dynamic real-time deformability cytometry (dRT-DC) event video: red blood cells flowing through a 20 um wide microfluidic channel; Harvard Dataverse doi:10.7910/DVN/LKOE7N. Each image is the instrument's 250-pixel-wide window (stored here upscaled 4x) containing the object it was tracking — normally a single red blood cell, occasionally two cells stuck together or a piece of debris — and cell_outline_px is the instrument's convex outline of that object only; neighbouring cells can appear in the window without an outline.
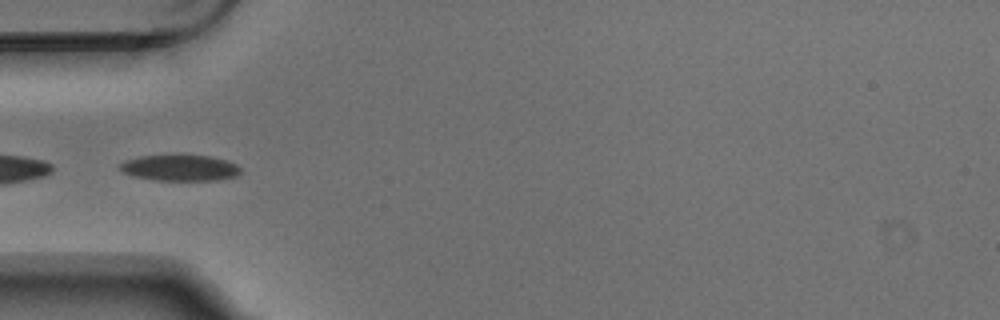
{"species": "Egyptian fruit bat (a non-hibernating species)", "species_latin": "Rousettus aegyptiacus", "temperature_condition": "warm", "stored_images_in_passage": 7, "segment_of_instrument_passage": [2, 2], "camera_frame_rate_fps": 3000, "um_per_image_px": 0.085, "animal": {"sex": "male"}, "frame": {"image": 1, "passage_image": 5, "time_ms": 1.333, "image_size_px": [1000, 320], "cell_outline_px": [[240, 172], [236, 176], [220, 180], [152, 180], [132, 176], [116, 168], [124, 160], [140, 156], [176, 152], [184, 152], [212, 156], [228, 160], [236, 164], [240, 168]], "centroid_in_image_um": [15.27, 14.21], "position_along_channel_um": 69.7, "area_um2": 19.48}}
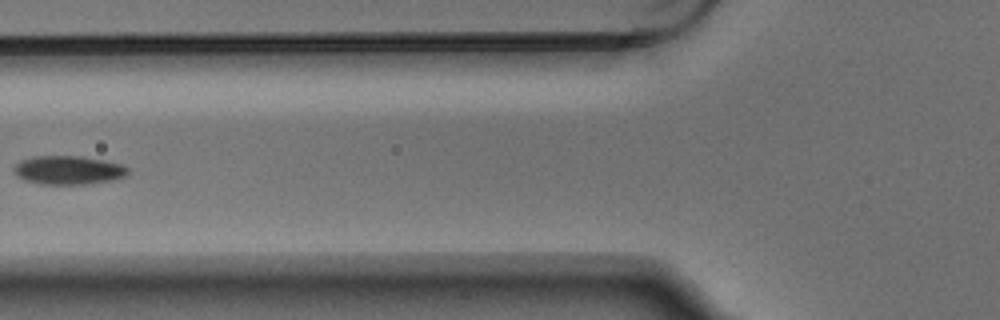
{"frame": {"image": 2, "passage_image": 6, "time_ms": 1.667, "image_size_px": [1000, 320], "cell_outline_px": [[128, 172], [124, 176], [112, 180], [88, 184], [40, 184], [24, 180], [16, 176], [12, 172], [12, 168], [20, 160], [32, 156], [80, 156], [104, 160], [124, 164], [128, 168]], "centroid_in_image_um": [5.77, 14.46], "position_along_channel_um": 120.0, "area_um2": 19.31}}
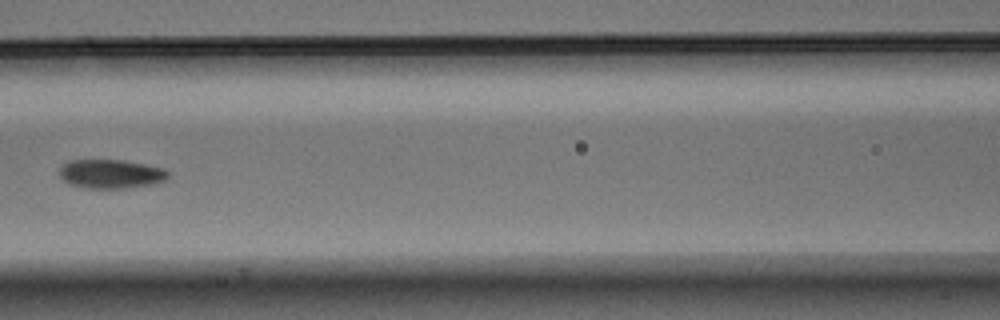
{"frame": {"image": 3, "passage_image": 7, "time_ms": 2.0, "image_size_px": [1000, 320], "cell_outline_px": [[168, 180], [152, 184], [128, 188], [88, 188], [72, 184], [64, 180], [60, 176], [60, 168], [68, 160], [124, 160], [164, 168], [168, 172]], "centroid_in_image_um": [9.46, 14.78], "position_along_channel_um": 157.1, "area_um2": 18.26}}